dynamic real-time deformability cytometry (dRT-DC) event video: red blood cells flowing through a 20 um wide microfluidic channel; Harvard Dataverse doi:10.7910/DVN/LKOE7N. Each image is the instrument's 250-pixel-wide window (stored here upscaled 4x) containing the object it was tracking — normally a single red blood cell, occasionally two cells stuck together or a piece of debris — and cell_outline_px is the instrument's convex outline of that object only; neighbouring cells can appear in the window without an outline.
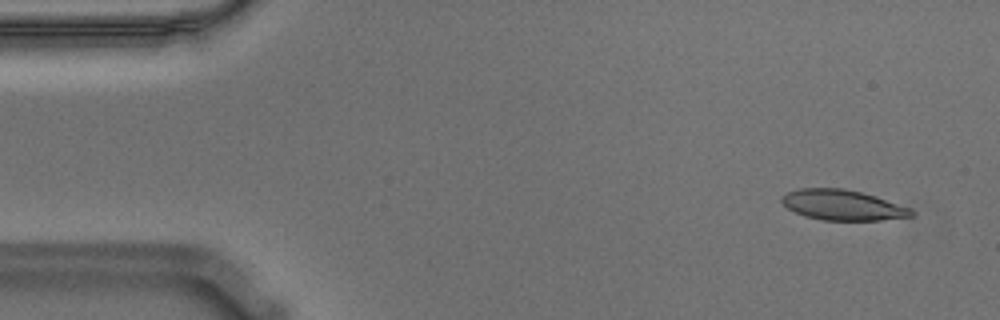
{"species": "Egyptian fruit bat (a non-hibernating species)", "species_latin": "Rousettus aegyptiacus", "temperature_condition": "warm", "stored_images_in_passage": 55, "camera_frame_rate_fps": 3000, "um_per_image_px": 0.085, "animal": {"sex": "male"}, "frame": {"image": 1, "passage_image": 3, "time_ms": 0.667, "image_size_px": [1000, 320], "cell_outline_px": [[916, 212], [912, 216], [880, 220], [820, 220], [804, 216], [788, 208], [780, 200], [780, 196], [788, 192], [800, 188], [844, 188], [876, 196], [912, 208]], "centroid_in_image_um": [71.63, 17.43], "position_along_channel_um": 13.4, "area_um2": 23.0}}
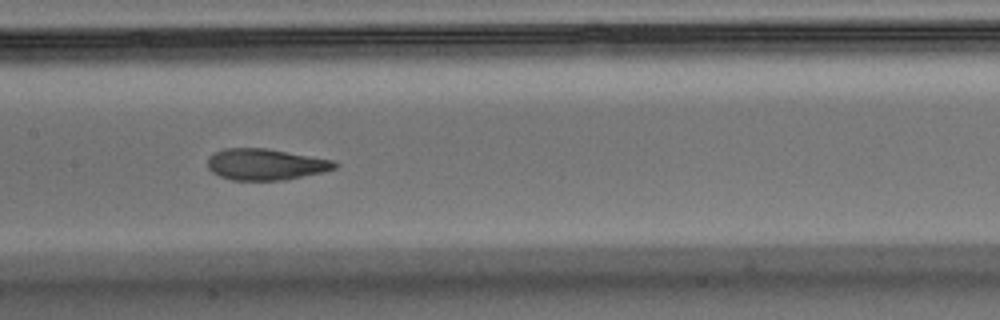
{"frame": {"image": 2, "passage_image": 26, "time_ms": 8.333, "image_size_px": [1000, 320], "cell_outline_px": [[340, 164], [336, 168], [324, 172], [280, 180], [232, 180], [220, 176], [212, 172], [208, 168], [208, 156], [224, 148], [268, 148], [336, 160]], "centroid_in_image_um": [22.61, 13.96], "position_along_channel_um": 184.8, "area_um2": 23.35}}
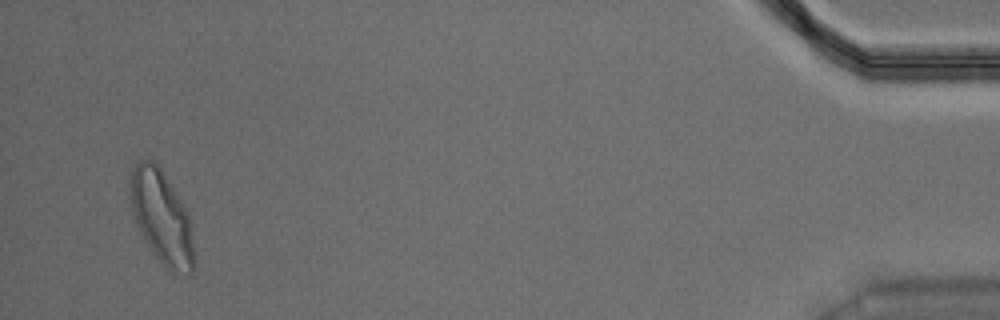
{"frame": {"image": 3, "passage_image": 53, "time_ms": 17.333, "image_size_px": [1000, 320], "cell_outline_px": [[196, 264], [192, 272], [188, 276], [172, 272], [164, 268], [148, 248], [136, 224], [132, 212], [128, 196], [128, 180], [132, 168], [140, 160], [156, 160], [188, 212], [192, 236]], "centroid_in_image_um": [13.72, 18.5], "position_along_channel_um": 421.5, "area_um2": 35.72}, "authors_computed_cell_mechanics": {"area_um2": 24.1604, "velocity_mm_per_s": 3.5549, "shape_relaxation_time_tau1_ms": 5.6957, "shape_relaxation_time_tau2_ms": 1.5866, "deformation_change_tau1": 0.1921, "deformation_change_tau2": 0.0825}}